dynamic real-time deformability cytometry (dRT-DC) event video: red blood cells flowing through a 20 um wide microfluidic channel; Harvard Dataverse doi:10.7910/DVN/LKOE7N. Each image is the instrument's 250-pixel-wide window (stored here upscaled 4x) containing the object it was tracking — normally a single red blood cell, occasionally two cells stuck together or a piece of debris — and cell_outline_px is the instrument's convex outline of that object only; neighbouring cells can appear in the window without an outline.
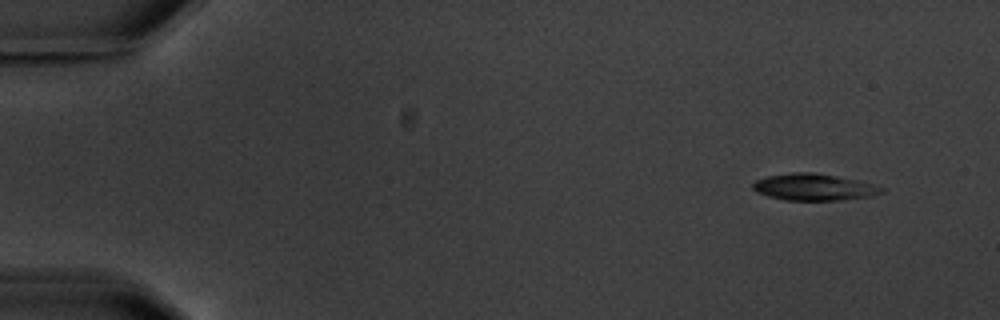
{"species": "common noctule bat (a hibernating species)", "species_latin": "Nyctalus noctula", "temperature_condition": "warm", "stored_images_in_passage": 6, "camera_frame_rate_fps": 3000, "um_per_image_px": 0.085, "animal": {"sex": "male", "body_mass_g": 20.1, "forearm_length_mm": 53.5}, "frame": {"image": 1, "passage_image": 1, "time_ms": 0.0, "image_size_px": [1000, 320], "cell_outline_px": [[884, 192], [872, 196], [840, 200], [784, 200], [768, 196], [756, 192], [752, 188], [752, 184], [756, 180], [768, 176], [792, 172], [812, 172], [836, 176], [856, 180], [884, 188]], "centroid_in_image_um": [69.15, 15.91], "position_along_channel_um": 15.9, "area_um2": 19.88}}
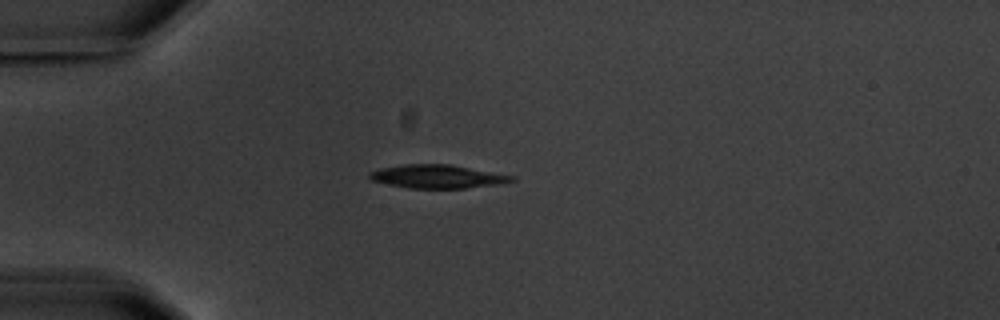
{"frame": {"image": 2, "passage_image": 4, "time_ms": 3.667, "image_size_px": [1000, 320], "cell_outline_px": [[516, 180], [496, 184], [464, 188], [408, 188], [388, 184], [372, 180], [368, 176], [368, 172], [380, 168], [404, 164], [448, 164], [516, 176]], "centroid_in_image_um": [37.15, 15.0], "position_along_channel_um": 47.9, "area_um2": 19.25}}